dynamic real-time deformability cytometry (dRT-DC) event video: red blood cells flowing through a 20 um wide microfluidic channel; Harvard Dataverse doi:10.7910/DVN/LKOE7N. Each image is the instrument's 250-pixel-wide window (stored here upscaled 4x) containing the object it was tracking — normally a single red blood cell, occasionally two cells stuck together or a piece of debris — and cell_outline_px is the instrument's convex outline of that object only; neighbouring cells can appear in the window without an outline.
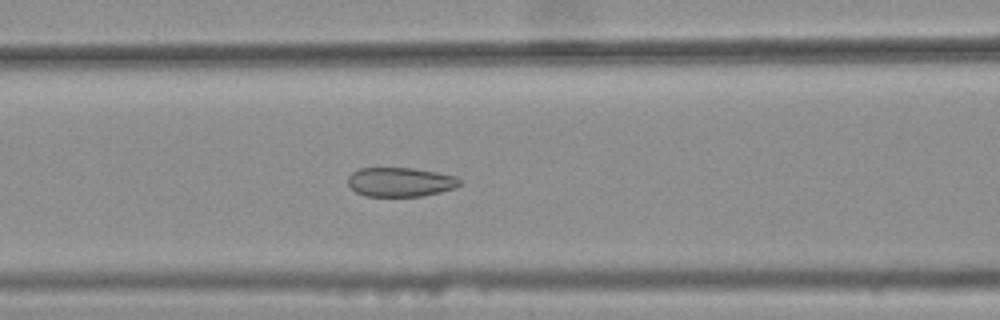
{"species": "common noctule bat (a hibernating species)", "species_latin": "Nyctalus noctula", "temperature_condition": "warm", "stored_images_in_passage": 30, "camera_frame_rate_fps": 3000, "um_per_image_px": 0.085, "animal": {"sex": "female", "body_mass_g": 25.1}, "frame": {"image": 1, "passage_image": 7, "time_ms": 2.0, "image_size_px": [1000, 320], "cell_outline_px": [[464, 180], [456, 188], [424, 196], [364, 196], [356, 192], [348, 184], [348, 176], [352, 172], [360, 168], [412, 168], [436, 172], [456, 176]], "centroid_in_image_um": [34.06, 15.47], "position_along_channel_um": 132.5, "area_um2": 19.19}}
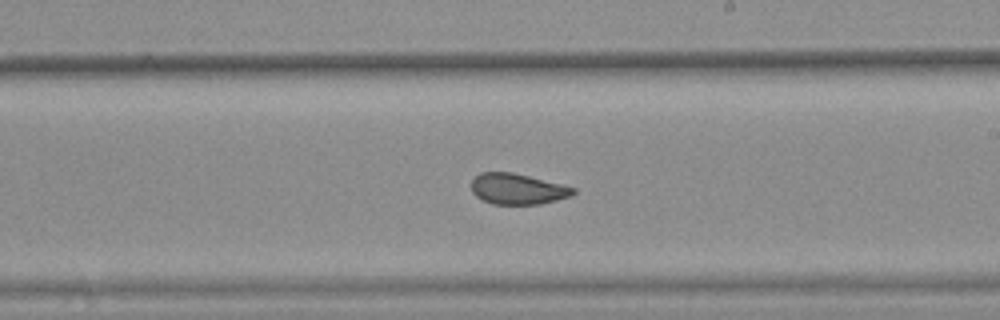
{"frame": {"image": 2, "passage_image": 16, "time_ms": 5.0, "image_size_px": [1000, 320], "cell_outline_px": [[576, 192], [572, 196], [540, 204], [492, 204], [476, 196], [472, 192], [472, 180], [480, 172], [512, 172], [576, 188]], "centroid_in_image_um": [43.99, 16.06], "position_along_channel_um": 245.0, "area_um2": 18.15}}
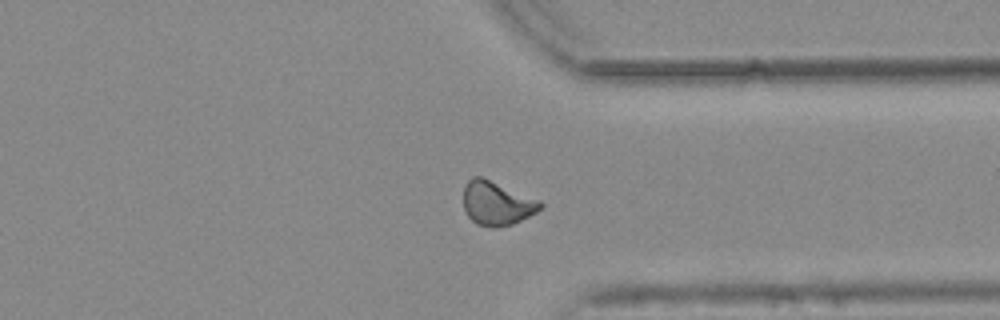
{"frame": {"image": 3, "passage_image": 26, "time_ms": 8.333, "image_size_px": [1000, 320], "cell_outline_px": [[544, 204], [536, 212], [512, 224], [496, 228], [492, 228], [476, 224], [468, 216], [464, 208], [464, 184], [472, 176], [480, 176], [540, 200]], "centroid_in_image_um": [42.2, 17.28], "position_along_channel_um": 369.2, "area_um2": 19.59}, "authors_computed_cell_mechanics": {"area_um2": 19.1896, "velocity_mm_per_s": 3.7559, "shape_relaxation_time_tau1_ms": null, "shape_relaxation_time_tau2_ms": 0.8941, "deformation_change_tau1": null, "deformation_change_tau2": 0.0787}}